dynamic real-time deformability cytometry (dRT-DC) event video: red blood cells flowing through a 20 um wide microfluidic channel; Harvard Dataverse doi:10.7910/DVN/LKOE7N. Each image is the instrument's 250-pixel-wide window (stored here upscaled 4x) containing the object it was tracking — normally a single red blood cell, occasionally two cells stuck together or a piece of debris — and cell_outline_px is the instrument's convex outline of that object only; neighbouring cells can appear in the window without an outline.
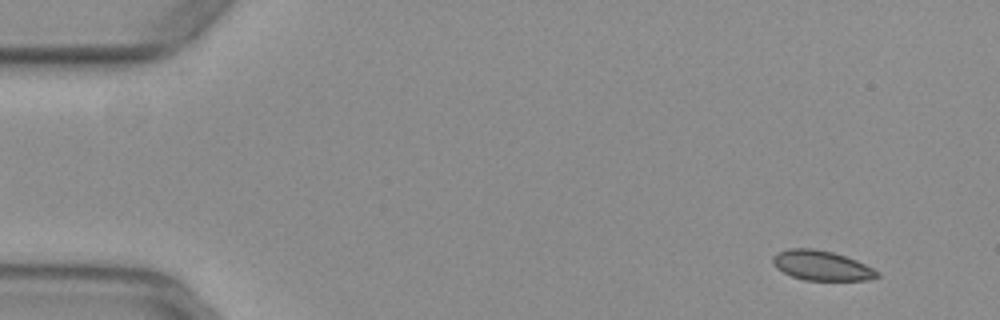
{"species": "common noctule bat (a hibernating species)", "species_latin": "Nyctalus noctula", "temperature_condition": "warm", "stored_images_in_passage": 17, "camera_frame_rate_fps": 3000, "um_per_image_px": 0.085, "animal": {"sex": "female", "body_mass_g": 29.2, "forearm_length_mm": 56.3}, "frame": {"image": 1, "passage_image": 4, "time_ms": 1.0, "image_size_px": [1000, 320], "cell_outline_px": [[880, 276], [868, 280], [804, 280], [792, 276], [776, 268], [772, 264], [772, 256], [776, 252], [788, 248], [812, 248], [832, 252], [856, 260], [880, 272]], "centroid_in_image_um": [69.8, 22.56], "position_along_channel_um": 15.2, "area_um2": 18.15}}